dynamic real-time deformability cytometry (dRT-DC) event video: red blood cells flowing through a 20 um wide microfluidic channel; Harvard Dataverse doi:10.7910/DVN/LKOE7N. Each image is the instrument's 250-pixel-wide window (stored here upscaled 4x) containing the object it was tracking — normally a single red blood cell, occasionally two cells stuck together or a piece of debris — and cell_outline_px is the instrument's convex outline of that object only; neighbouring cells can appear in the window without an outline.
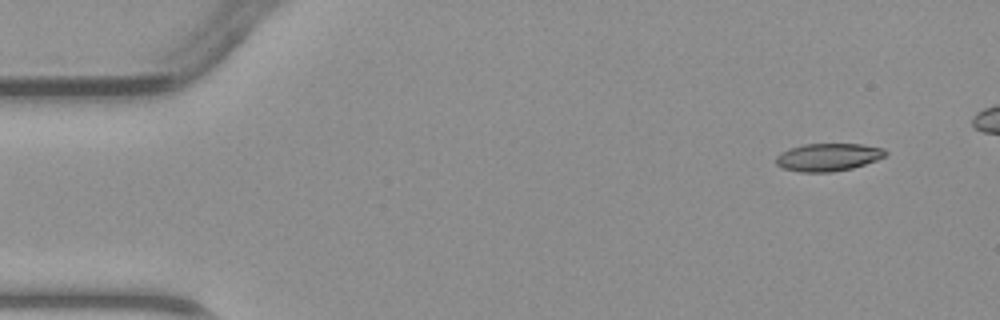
{"species": "common noctule bat (a hibernating species)", "species_latin": "Nyctalus noctula", "temperature_condition": "warm", "stored_images_in_passage": 5, "camera_frame_rate_fps": 3000, "um_per_image_px": 0.085, "animal": {"sex": "male", "body_mass_g": 23.1, "forearm_length_mm": 52.7}, "frame": {"image": 1, "passage_image": 1, "time_ms": 0.0, "image_size_px": [1000, 320], "cell_outline_px": [[888, 156], [852, 168], [832, 172], [800, 172], [784, 168], [776, 164], [776, 156], [780, 152], [788, 148], [804, 144], [864, 144], [884, 148], [888, 152]], "centroid_in_image_um": [70.41, 13.35], "position_along_channel_um": 14.6, "area_um2": 17.86}}